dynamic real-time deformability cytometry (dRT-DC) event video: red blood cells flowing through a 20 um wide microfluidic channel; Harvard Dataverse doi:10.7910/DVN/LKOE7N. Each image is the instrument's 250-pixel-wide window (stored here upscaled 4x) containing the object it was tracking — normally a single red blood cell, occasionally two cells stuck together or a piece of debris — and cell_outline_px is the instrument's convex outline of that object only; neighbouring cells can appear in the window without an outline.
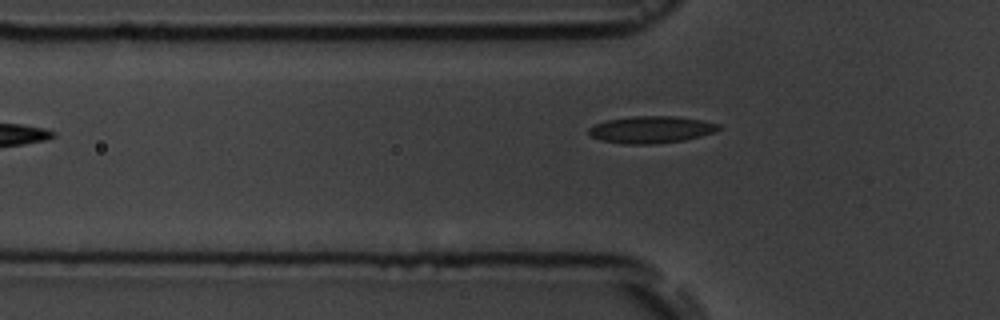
{"species": "common noctule bat (a hibernating species)", "species_latin": "Nyctalus noctula", "temperature_condition": "room temperature", "stored_images_in_passage": 5, "camera_frame_rate_fps": 3000, "um_per_image_px": 0.085, "animal": {"sex": "male", "body_mass_g": 19.5, "forearm_length_mm": 54.6}, "frame": {"image": 1, "passage_image": 5, "time_ms": 5.667, "image_size_px": [1000, 320], "cell_outline_px": [[720, 128], [716, 132], [684, 140], [656, 144], [624, 144], [600, 140], [592, 136], [588, 132], [588, 128], [604, 120], [632, 116], [676, 116], [700, 120], [720, 124]], "centroid_in_image_um": [55.34, 11.01], "position_along_channel_um": 70.5, "area_um2": 20.52}}